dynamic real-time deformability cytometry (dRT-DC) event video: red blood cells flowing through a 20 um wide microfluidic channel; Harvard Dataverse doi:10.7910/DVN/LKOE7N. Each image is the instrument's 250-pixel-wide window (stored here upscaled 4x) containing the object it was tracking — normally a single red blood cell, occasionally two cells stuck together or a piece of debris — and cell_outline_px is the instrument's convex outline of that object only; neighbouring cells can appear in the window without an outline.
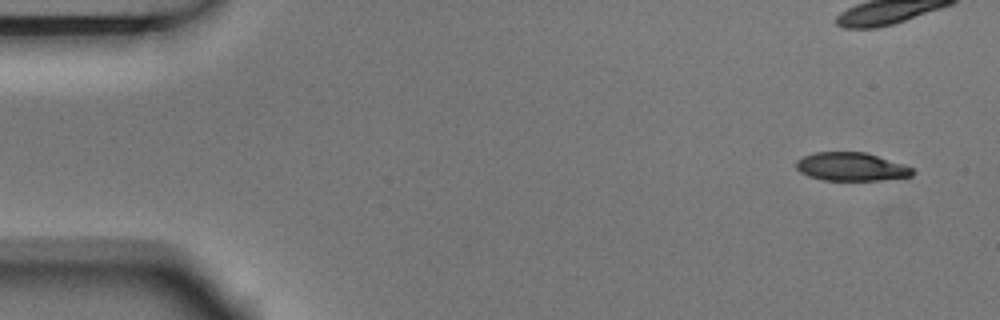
{"species": "Egyptian fruit bat (a non-hibernating species)", "species_latin": "Rousettus aegyptiacus", "temperature_condition": "room temperature", "stored_images_in_passage": 7, "camera_frame_rate_fps": 3000, "um_per_image_px": 0.085, "animal": {"sex": "male"}, "frame": {"image": 1, "passage_image": 1, "time_ms": 0.0, "image_size_px": [1000, 320], "cell_outline_px": [[912, 176], [880, 180], [824, 180], [808, 176], [800, 172], [796, 168], [796, 160], [804, 156], [816, 152], [864, 152], [904, 164], [912, 168]], "centroid_in_image_um": [72.33, 14.17], "position_along_channel_um": 12.7, "area_um2": 19.07}}
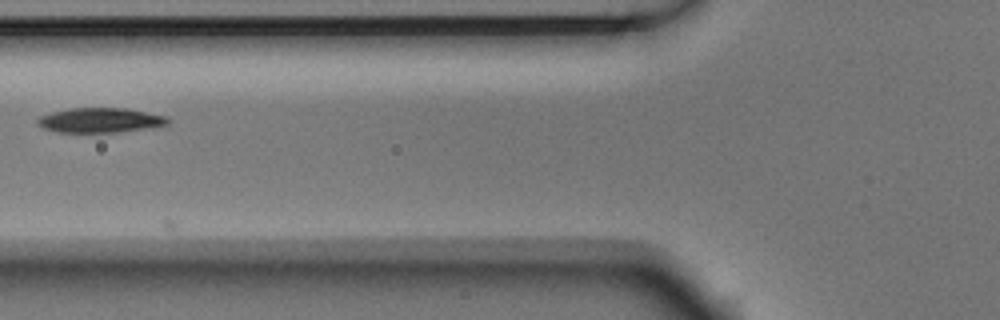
{"frame": {"image": 2, "passage_image": 6, "time_ms": 1.667, "image_size_px": [1000, 320], "cell_outline_px": [[172, 120], [168, 124], [156, 128], [116, 132], [56, 132], [44, 128], [36, 124], [36, 120], [40, 116], [52, 112], [68, 108], [128, 108], [168, 116]], "centroid_in_image_um": [8.59, 10.22], "position_along_channel_um": 117.2, "area_um2": 19.19}}